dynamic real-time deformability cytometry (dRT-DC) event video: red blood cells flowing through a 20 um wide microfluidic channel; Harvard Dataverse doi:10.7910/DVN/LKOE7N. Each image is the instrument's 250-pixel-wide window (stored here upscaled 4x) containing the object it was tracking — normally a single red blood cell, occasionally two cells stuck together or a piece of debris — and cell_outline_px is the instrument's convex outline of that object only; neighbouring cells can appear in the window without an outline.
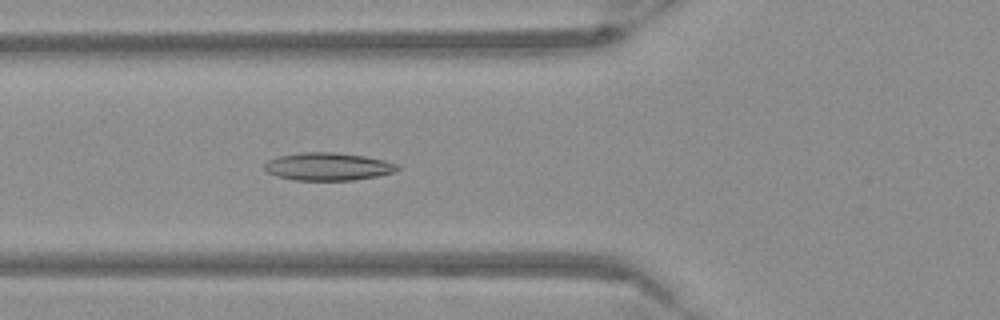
{"species": "Egyptian fruit bat (a non-hibernating species)", "species_latin": "Rousettus aegyptiacus", "temperature_condition": "warm", "stored_images_in_passage": 54, "camera_frame_rate_fps": 3000, "um_per_image_px": 0.085, "frame": {"image": 1, "passage_image": 21, "time_ms": 6.667, "image_size_px": [1000, 320], "cell_outline_px": [[400, 168], [396, 172], [376, 176], [352, 180], [296, 180], [276, 176], [268, 172], [264, 168], [264, 164], [268, 160], [280, 156], [300, 152], [332, 152], [364, 156], [384, 160], [400, 164]], "centroid_in_image_um": [27.91, 14.15], "position_along_channel_um": 97.9, "area_um2": 21.5}}
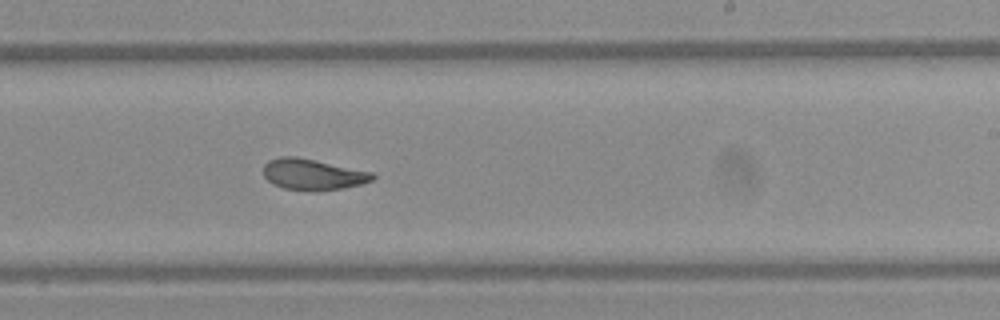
{"frame": {"image": 2, "passage_image": 34, "time_ms": 11.0, "image_size_px": [1000, 320], "cell_outline_px": [[376, 176], [372, 180], [360, 184], [344, 188], [316, 192], [284, 188], [272, 184], [264, 176], [264, 164], [268, 160], [280, 156], [296, 156], [372, 172]], "centroid_in_image_um": [26.56, 14.83], "position_along_channel_um": 262.4, "area_um2": 19.83}}
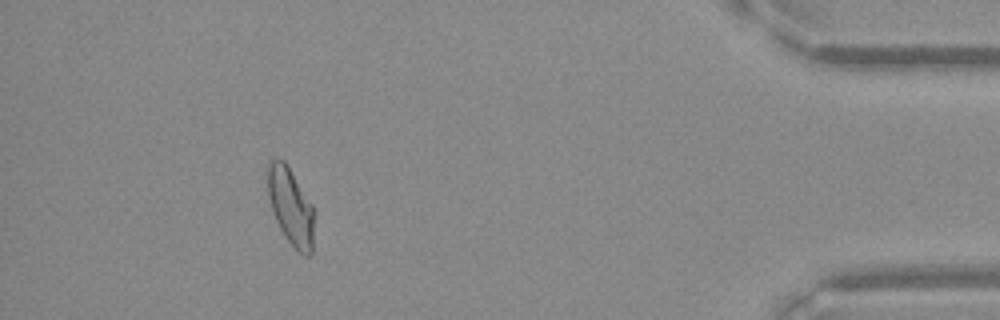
{"frame": {"image": 3, "passage_image": 50, "time_ms": 16.333, "image_size_px": [1000, 320], "cell_outline_px": [[312, 252], [308, 256], [304, 256], [288, 240], [280, 228], [272, 212], [268, 196], [268, 160], [276, 156], [284, 160], [312, 204]], "centroid_in_image_um": [24.67, 17.49], "position_along_channel_um": 410.5, "area_um2": 20.46}}